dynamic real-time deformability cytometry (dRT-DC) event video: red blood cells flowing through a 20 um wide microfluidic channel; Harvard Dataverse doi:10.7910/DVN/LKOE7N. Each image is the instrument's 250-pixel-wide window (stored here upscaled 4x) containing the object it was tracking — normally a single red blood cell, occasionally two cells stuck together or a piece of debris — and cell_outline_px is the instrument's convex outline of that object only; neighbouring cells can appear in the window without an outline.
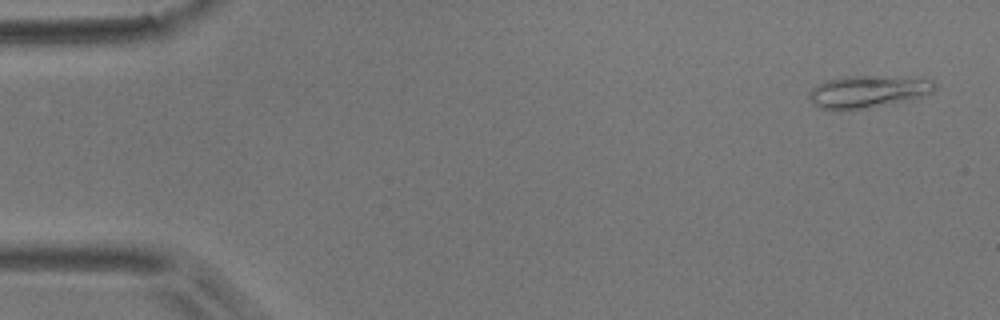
{"species": "common noctule bat (a hibernating species)", "species_latin": "Nyctalus noctula", "temperature_condition": "room temperature", "stored_images_in_passage": 46, "camera_frame_rate_fps": 3000, "um_per_image_px": 0.085, "animal": {"sex": "male", "body_mass_g": 17.9}, "frame": {"image": 1, "passage_image": 2, "time_ms": 0.333, "image_size_px": [1000, 320], "cell_outline_px": [[936, 88], [932, 92], [920, 96], [904, 100], [868, 108], [832, 112], [820, 108], [808, 96], [808, 92], [812, 88], [828, 80], [848, 76], [876, 76], [932, 80], [936, 84]], "centroid_in_image_um": [73.7, 7.81], "position_along_channel_um": 11.3, "area_um2": 23.24}}
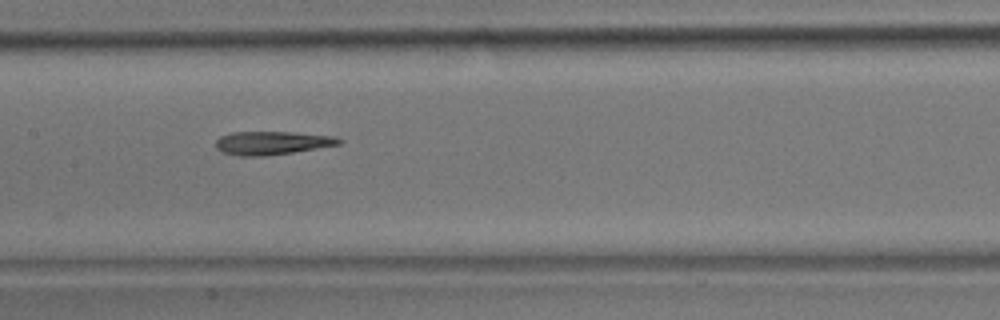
{"frame": {"image": 2, "passage_image": 24, "time_ms": 7.667, "image_size_px": [1000, 320], "cell_outline_px": [[344, 140], [340, 144], [292, 152], [264, 156], [236, 156], [220, 152], [216, 148], [216, 140], [220, 136], [232, 132], [292, 132], [336, 136]], "centroid_in_image_um": [23.09, 12.15], "position_along_channel_um": 184.3, "area_um2": 16.88}}
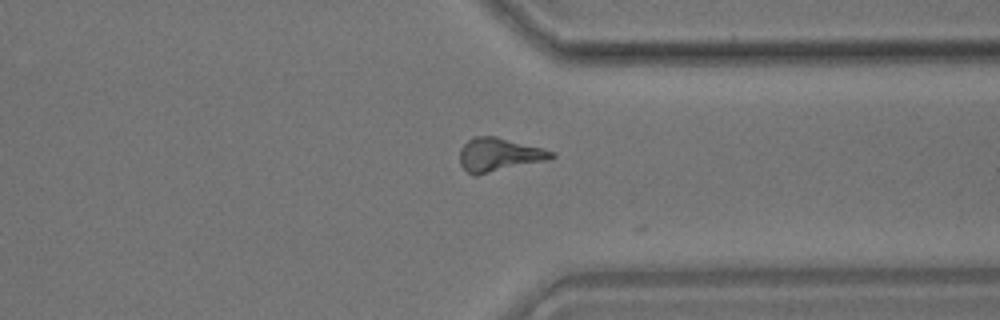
{"frame": {"image": 3, "passage_image": 38, "time_ms": 12.333, "image_size_px": [1000, 320], "cell_outline_px": [[556, 156], [548, 160], [476, 176], [472, 176], [460, 164], [460, 148], [472, 136], [496, 136], [556, 152]], "centroid_in_image_um": [42.41, 13.16], "position_along_channel_um": 369.0, "area_um2": 18.03}}